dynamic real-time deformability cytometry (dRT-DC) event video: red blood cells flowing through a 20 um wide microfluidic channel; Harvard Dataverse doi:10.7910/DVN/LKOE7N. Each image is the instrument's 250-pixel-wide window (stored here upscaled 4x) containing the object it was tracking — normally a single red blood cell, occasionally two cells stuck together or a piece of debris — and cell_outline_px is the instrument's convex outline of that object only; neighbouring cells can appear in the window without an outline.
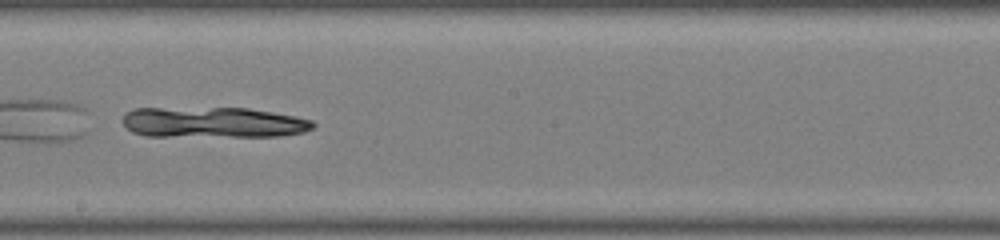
{"species": "common noctule bat (a hibernating species)", "species_latin": "Nyctalus noctula", "temperature_condition": "warm", "stored_images_in_passage": 28, "camera_frame_rate_fps": 3000, "um_per_image_px": 0.085, "animal": {"sex": "male", "body_mass_g": 19.0, "forearm_length_mm": 50.8}, "frame": {"image": 1, "passage_image": 13, "time_ms": 4.0, "image_size_px": [1000, 240], "cell_outline_px": [[316, 124], [312, 128], [304, 132], [280, 136], [144, 136], [132, 132], [120, 120], [128, 112], [136, 108], [248, 108], [296, 116], [312, 120]], "centroid_in_image_um": [18.13, 10.41], "position_along_channel_um": 230.1, "area_um2": 34.1}}
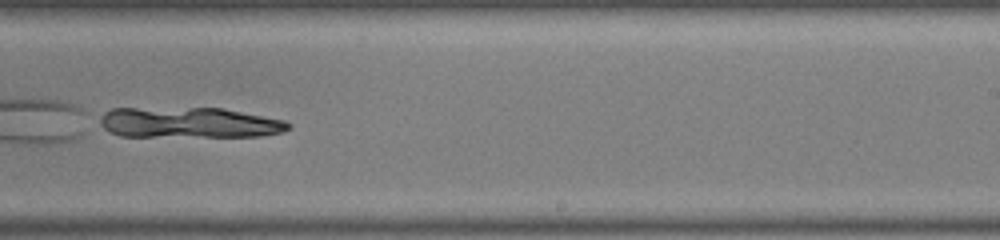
{"frame": {"image": 2, "passage_image": 16, "time_ms": 5.0, "image_size_px": [1000, 240], "cell_outline_px": [[292, 128], [280, 132], [260, 136], [120, 136], [104, 128], [100, 124], [100, 116], [104, 112], [112, 108], [224, 108], [284, 120], [292, 124]], "centroid_in_image_um": [16.09, 10.42], "position_along_channel_um": 272.9, "area_um2": 33.58}}